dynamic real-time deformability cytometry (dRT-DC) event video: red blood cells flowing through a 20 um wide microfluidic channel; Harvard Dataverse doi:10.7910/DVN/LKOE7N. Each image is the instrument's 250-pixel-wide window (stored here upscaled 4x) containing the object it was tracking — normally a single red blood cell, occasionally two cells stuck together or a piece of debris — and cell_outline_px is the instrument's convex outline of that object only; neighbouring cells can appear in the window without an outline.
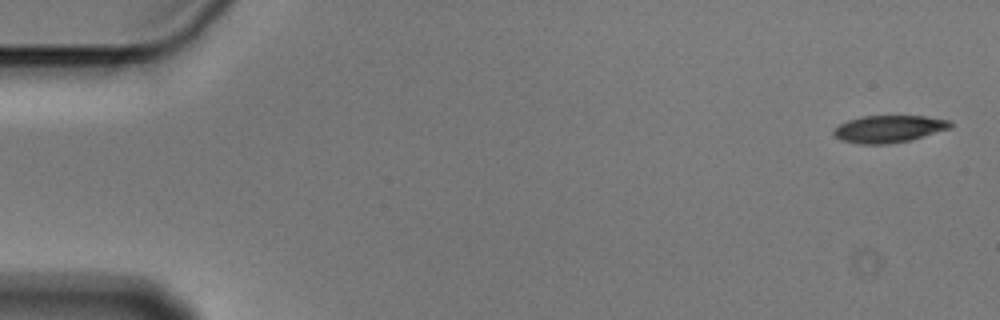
{"species": "Egyptian fruit bat (a non-hibernating species)", "species_latin": "Rousettus aegyptiacus", "temperature_condition": "cold", "stored_images_in_passage": 6, "segment_of_instrument_passage": [2, 2], "camera_frame_rate_fps": 3000, "um_per_image_px": 0.085, "animal": {"sex": "male"}, "frame": {"image": 1, "passage_image": 6, "time_ms": 1.667, "image_size_px": [1000, 320], "cell_outline_px": [[952, 128], [908, 140], [888, 144], [860, 144], [840, 140], [832, 132], [840, 124], [848, 120], [860, 116], [924, 116], [952, 120]], "centroid_in_image_um": [75.56, 10.95], "position_along_channel_um": 9.4, "area_um2": 18.44}}